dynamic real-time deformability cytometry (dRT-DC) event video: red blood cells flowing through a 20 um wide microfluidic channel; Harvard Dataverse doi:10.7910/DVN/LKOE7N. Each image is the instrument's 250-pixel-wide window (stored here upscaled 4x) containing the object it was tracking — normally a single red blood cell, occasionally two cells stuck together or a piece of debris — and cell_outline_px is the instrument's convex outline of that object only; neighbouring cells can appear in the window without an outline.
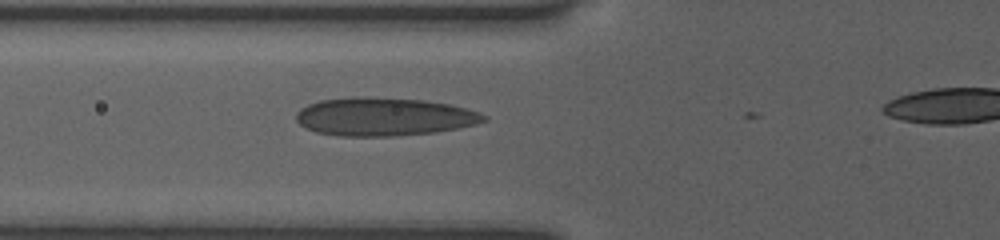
{"species": "human", "species_latin": "Homo sapiens", "temperature_condition": "room temperature", "stored_images_in_passage": 4, "camera_frame_rate_fps": 3000, "um_per_image_px": 0.085, "donor": {"sex": "female"}, "frame": {"image": 1, "passage_image": 4, "time_ms": 2.333, "image_size_px": [1000, 240], "cell_outline_px": [[488, 120], [476, 124], [436, 132], [392, 136], [340, 136], [316, 132], [300, 124], [296, 120], [296, 112], [300, 108], [308, 104], [320, 100], [352, 96], [368, 96], [424, 100], [448, 104], [468, 108], [480, 112], [488, 116]], "centroid_in_image_um": [32.64, 9.91], "position_along_channel_um": 93.2, "area_um2": 42.14}}